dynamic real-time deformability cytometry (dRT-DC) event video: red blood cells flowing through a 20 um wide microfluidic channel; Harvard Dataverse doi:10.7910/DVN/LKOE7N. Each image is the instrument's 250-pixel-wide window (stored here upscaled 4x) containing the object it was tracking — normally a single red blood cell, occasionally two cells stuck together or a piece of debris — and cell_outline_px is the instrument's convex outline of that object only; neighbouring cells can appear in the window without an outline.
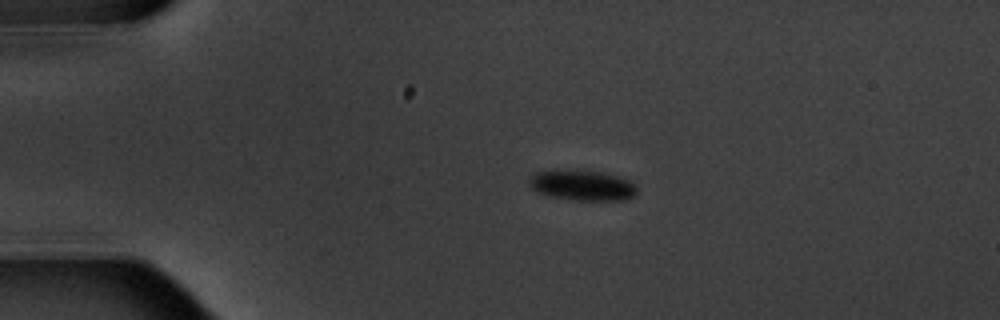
{"species": "common noctule bat (a hibernating species)", "species_latin": "Nyctalus noctula", "temperature_condition": "warm", "stored_images_in_passage": 7, "camera_frame_rate_fps": 3000, "um_per_image_px": 0.085, "animal": {"sex": "male", "body_mass_g": 20.1, "forearm_length_mm": 53.5}, "frame": {"image": 1, "passage_image": 1, "time_ms": 0.0, "image_size_px": [1000, 320], "cell_outline_px": [[636, 192], [628, 200], [572, 200], [552, 196], [536, 192], [528, 184], [528, 180], [536, 172], [552, 168], [576, 168], [600, 172], [620, 176], [628, 180], [636, 188]], "centroid_in_image_um": [49.43, 15.71], "position_along_channel_um": 35.6, "area_um2": 19.65}}
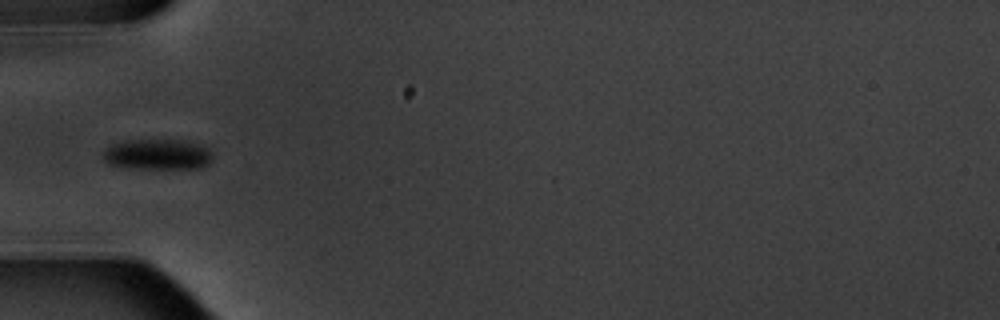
{"frame": {"image": 2, "passage_image": 3, "time_ms": 2.333, "image_size_px": [1000, 320], "cell_outline_px": [[212, 160], [208, 164], [200, 168], [128, 168], [108, 164], [100, 156], [112, 144], [128, 140], [188, 140], [200, 144], [208, 148], [212, 152]], "centroid_in_image_um": [13.41, 13.12], "position_along_channel_um": 71.6, "area_um2": 19.71}}
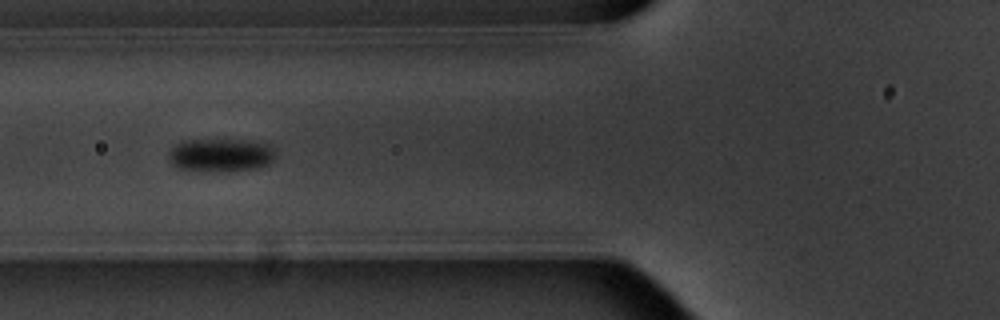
{"frame": {"image": 3, "passage_image": 4, "time_ms": 3.333, "image_size_px": [1000, 320], "cell_outline_px": [[272, 160], [268, 164], [260, 168], [228, 172], [204, 172], [176, 168], [172, 164], [168, 156], [172, 148], [176, 144], [184, 140], [236, 140], [268, 144], [272, 148]], "centroid_in_image_um": [18.7, 13.22], "position_along_channel_um": 107.1, "area_um2": 20.75}}